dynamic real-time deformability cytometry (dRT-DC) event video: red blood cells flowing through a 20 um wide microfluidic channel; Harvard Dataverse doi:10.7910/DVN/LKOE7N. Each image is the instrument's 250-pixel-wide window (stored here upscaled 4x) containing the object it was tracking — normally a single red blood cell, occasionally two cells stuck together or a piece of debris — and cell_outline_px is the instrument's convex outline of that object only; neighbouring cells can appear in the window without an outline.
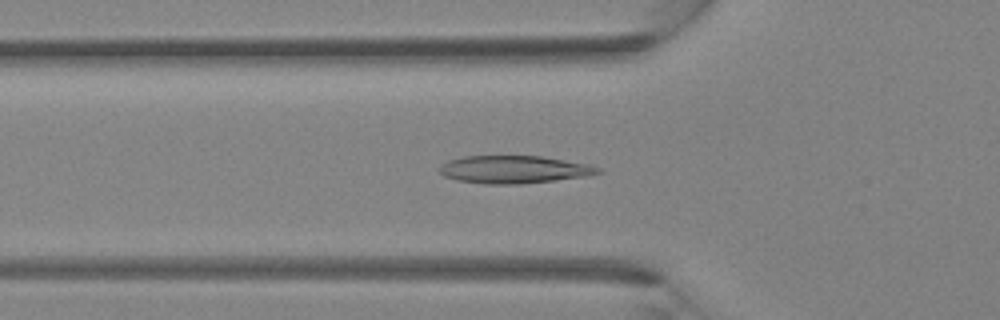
{"species": "Egyptian fruit bat (a non-hibernating species)", "species_latin": "Rousettus aegyptiacus", "temperature_condition": "room temperature", "stored_images_in_passage": 29, "camera_frame_rate_fps": 3000, "um_per_image_px": 0.085, "animal": {"sex": "female"}, "frame": {"image": 1, "passage_image": 3, "time_ms": 0.667, "image_size_px": [1000, 320], "cell_outline_px": [[604, 172], [588, 176], [520, 184], [484, 184], [456, 180], [444, 176], [440, 172], [440, 164], [448, 160], [464, 156], [540, 156], [588, 164], [600, 168]], "centroid_in_image_um": [43.68, 14.41], "position_along_channel_um": 82.1, "area_um2": 25.61}}
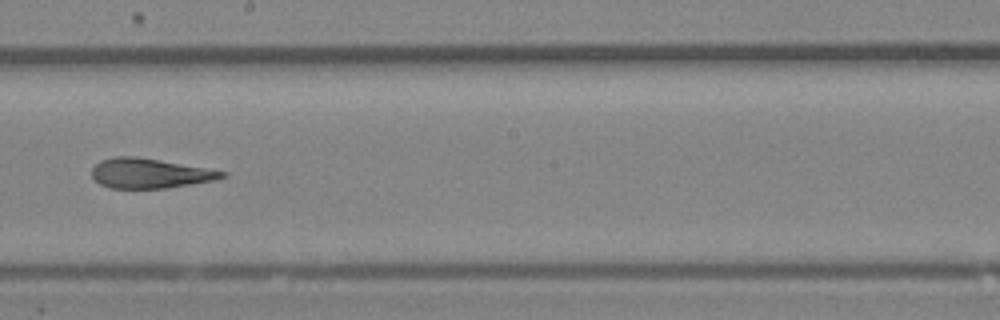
{"frame": {"image": 2, "passage_image": 12, "time_ms": 3.667, "image_size_px": [1000, 320], "cell_outline_px": [[228, 176], [216, 180], [168, 188], [108, 188], [100, 184], [92, 176], [92, 168], [100, 160], [116, 156], [136, 156], [160, 160], [228, 172]], "centroid_in_image_um": [12.74, 14.73], "position_along_channel_um": 235.5, "area_um2": 22.66}}
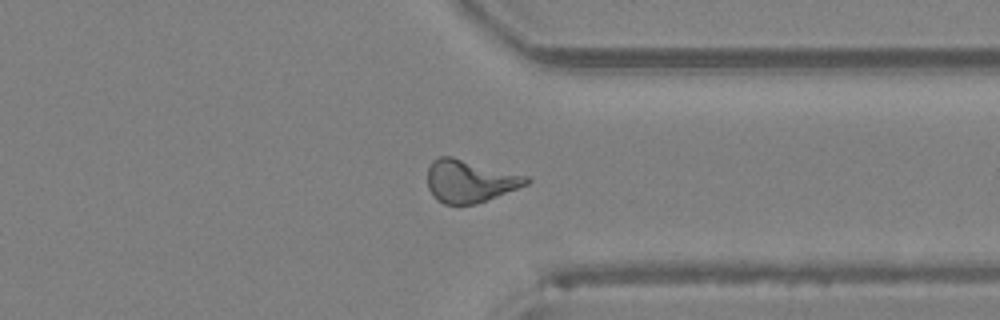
{"frame": {"image": 3, "passage_image": 20, "time_ms": 6.333, "image_size_px": [1000, 320], "cell_outline_px": [[532, 180], [528, 184], [476, 204], [444, 204], [436, 200], [432, 196], [428, 188], [428, 168], [432, 160], [440, 156], [452, 156], [528, 176]], "centroid_in_image_um": [39.91, 15.39], "position_along_channel_um": 371.5, "area_um2": 24.57}}